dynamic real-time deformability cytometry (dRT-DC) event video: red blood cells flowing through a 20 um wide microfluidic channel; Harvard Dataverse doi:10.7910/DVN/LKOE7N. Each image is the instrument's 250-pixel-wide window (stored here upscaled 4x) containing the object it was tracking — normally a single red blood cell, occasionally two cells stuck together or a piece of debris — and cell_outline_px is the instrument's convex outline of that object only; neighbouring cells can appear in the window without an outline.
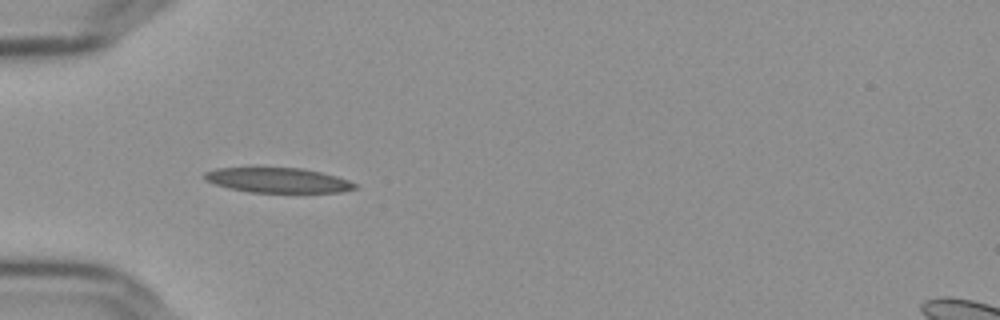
{"species": "Egyptian fruit bat (a non-hibernating species)", "species_latin": "Rousettus aegyptiacus", "temperature_condition": "cold", "stored_images_in_passage": 39, "camera_frame_rate_fps": 3000, "um_per_image_px": 0.085, "frame": {"image": 1, "passage_image": 1, "time_ms": 0.0, "image_size_px": [1000, 320], "cell_outline_px": [[356, 188], [340, 192], [252, 192], [228, 188], [204, 180], [204, 172], [216, 168], [300, 168], [320, 172], [336, 176], [348, 180], [356, 184]], "centroid_in_image_um": [23.59, 15.32], "position_along_channel_um": 61.4, "area_um2": 21.56}}
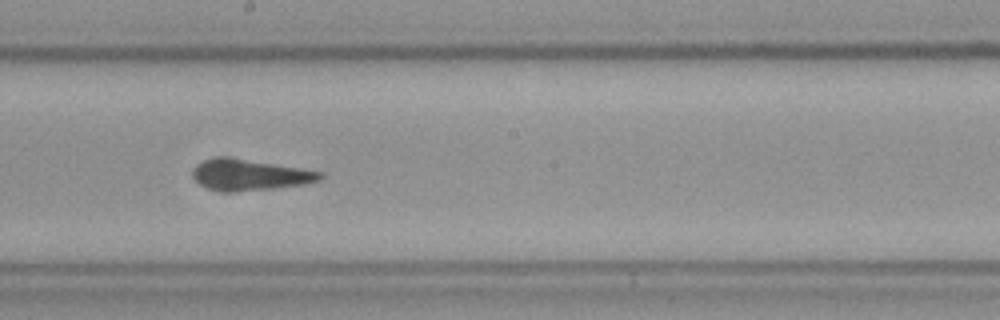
{"frame": {"image": 2, "passage_image": 15, "time_ms": 4.667, "image_size_px": [1000, 320], "cell_outline_px": [[324, 176], [320, 180], [304, 184], [272, 188], [232, 192], [228, 192], [208, 188], [200, 184], [192, 176], [192, 168], [196, 164], [204, 160], [244, 160], [300, 168], [324, 172]], "centroid_in_image_um": [21.26, 14.91], "position_along_channel_um": 226.9, "area_um2": 22.02}}
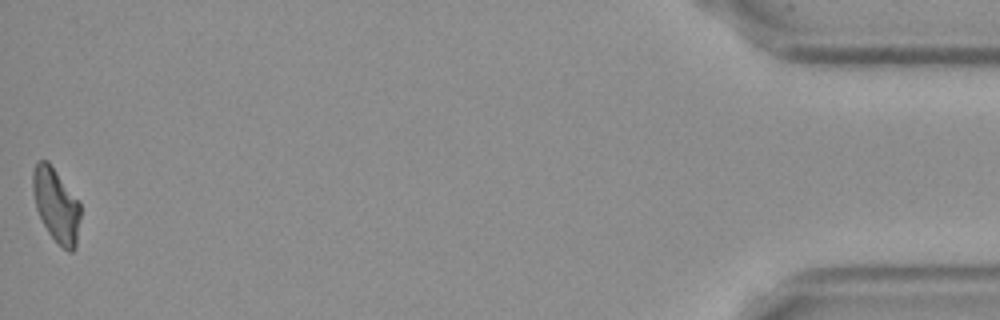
{"frame": {"image": 3, "passage_image": 39, "time_ms": 12.667, "image_size_px": [1000, 320], "cell_outline_px": [[80, 216], [76, 248], [72, 252], [68, 252], [48, 232], [36, 208], [32, 188], [32, 172], [36, 164], [40, 160], [48, 160], [80, 204]], "centroid_in_image_um": [4.77, 17.44], "position_along_channel_um": 430.4, "area_um2": 20.11}, "authors_computed_cell_mechanics": {"area_um2": 21.6172, "velocity_mm_per_s": 3.6385, "shape_relaxation_time_tau1_ms": 6.7071, "shape_relaxation_time_tau2_ms": 3.691, "deformation_change_tau1": 0.1773, "deformation_change_tau2": 0.1335}}